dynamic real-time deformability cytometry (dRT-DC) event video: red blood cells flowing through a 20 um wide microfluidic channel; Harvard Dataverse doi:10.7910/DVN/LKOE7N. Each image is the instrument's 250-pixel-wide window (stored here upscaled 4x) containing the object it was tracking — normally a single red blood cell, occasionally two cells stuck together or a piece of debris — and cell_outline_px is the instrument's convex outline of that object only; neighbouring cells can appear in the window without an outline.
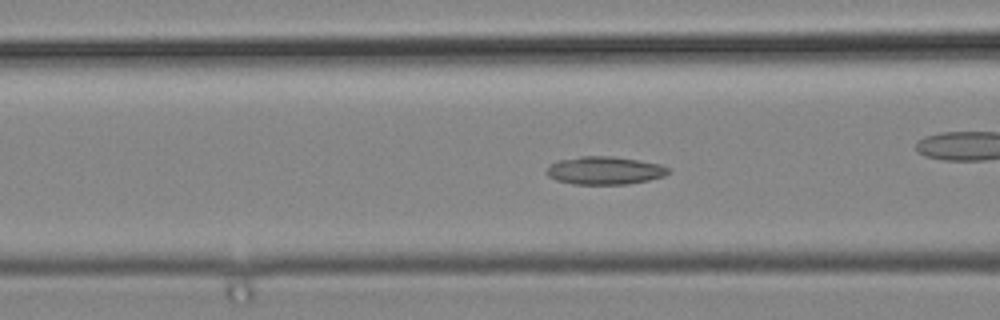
{"species": "common noctule bat (a hibernating species)", "species_latin": "Nyctalus noctula", "temperature_condition": "cold", "stored_images_in_passage": 37, "camera_frame_rate_fps": 3000, "um_per_image_px": 0.085, "animal": {"sex": "male", "body_mass_g": 19.2, "forearm_length_mm": 51.8}, "frame": {"image": 1, "passage_image": 6, "time_ms": 1.667, "image_size_px": [1000, 320], "cell_outline_px": [[668, 172], [664, 176], [648, 180], [628, 184], [572, 184], [556, 180], [548, 176], [544, 172], [552, 164], [560, 160], [580, 156], [612, 156], [660, 164], [668, 168]], "centroid_in_image_um": [51.37, 14.5], "position_along_channel_um": 115.2, "area_um2": 19.65}}
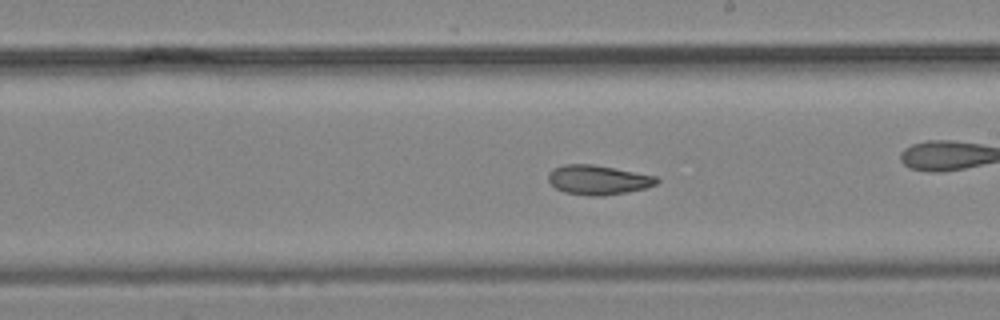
{"frame": {"image": 2, "passage_image": 15, "time_ms": 4.667, "image_size_px": [1000, 320], "cell_outline_px": [[660, 180], [656, 184], [644, 188], [628, 192], [604, 196], [588, 196], [564, 192], [556, 188], [548, 180], [548, 172], [552, 168], [564, 164], [592, 164], [656, 176]], "centroid_in_image_um": [50.81, 15.29], "position_along_channel_um": 238.2, "area_um2": 18.67}}
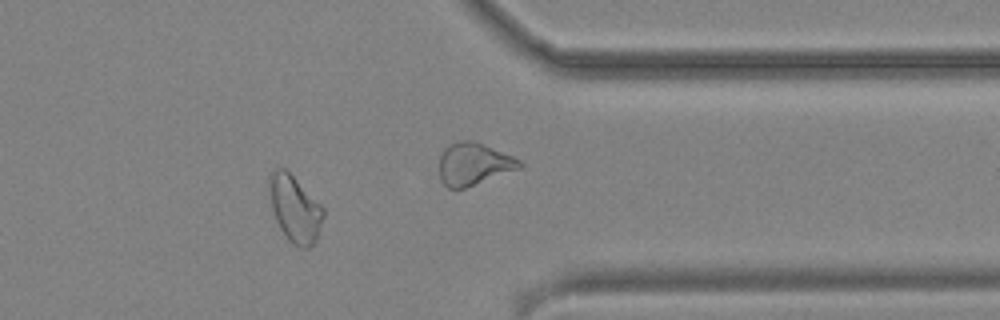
{"frame": {"image": 3, "passage_image": 27, "time_ms": 8.667, "image_size_px": [1000, 320], "cell_outline_px": [[324, 216], [316, 240], [308, 248], [300, 248], [292, 244], [288, 240], [280, 228], [276, 220], [272, 208], [268, 184], [268, 176], [276, 168], [284, 168], [324, 208]], "centroid_in_image_um": [25.05, 17.77], "position_along_channel_um": 386.3, "area_um2": 20.69}}